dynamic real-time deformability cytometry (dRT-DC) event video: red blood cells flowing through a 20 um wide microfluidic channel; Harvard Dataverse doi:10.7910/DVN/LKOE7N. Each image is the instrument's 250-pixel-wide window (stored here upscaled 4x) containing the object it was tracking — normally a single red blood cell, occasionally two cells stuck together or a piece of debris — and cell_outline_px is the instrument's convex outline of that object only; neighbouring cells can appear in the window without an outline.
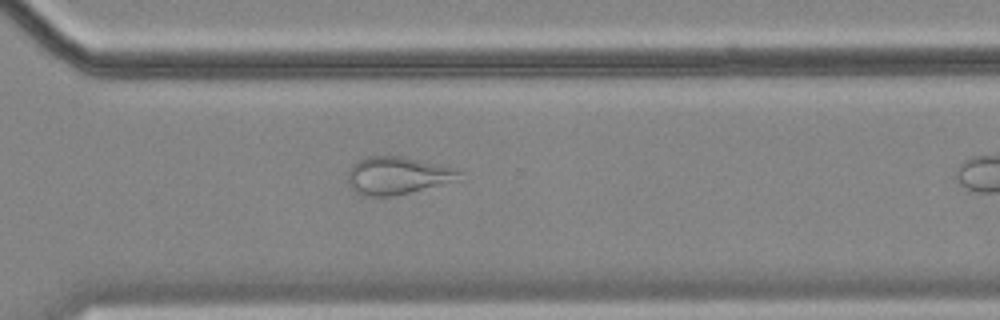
{"species": "common noctule bat (a hibernating species)", "species_latin": "Nyctalus noctula", "temperature_condition": "cold", "stored_images_in_passage": 37, "camera_frame_rate_fps": 3000, "um_per_image_px": 0.085, "animal": {"sex": "female", "body_mass_g": 18.4}, "frame": {"image": 1, "passage_image": 32, "time_ms": 10.333, "image_size_px": [1000, 320], "cell_outline_px": [[464, 172], [460, 180], [392, 196], [360, 196], [348, 184], [348, 172], [352, 164], [368, 156], [404, 156], [460, 168]], "centroid_in_image_um": [33.85, 14.91], "position_along_channel_um": 336.8, "area_um2": 24.85}}